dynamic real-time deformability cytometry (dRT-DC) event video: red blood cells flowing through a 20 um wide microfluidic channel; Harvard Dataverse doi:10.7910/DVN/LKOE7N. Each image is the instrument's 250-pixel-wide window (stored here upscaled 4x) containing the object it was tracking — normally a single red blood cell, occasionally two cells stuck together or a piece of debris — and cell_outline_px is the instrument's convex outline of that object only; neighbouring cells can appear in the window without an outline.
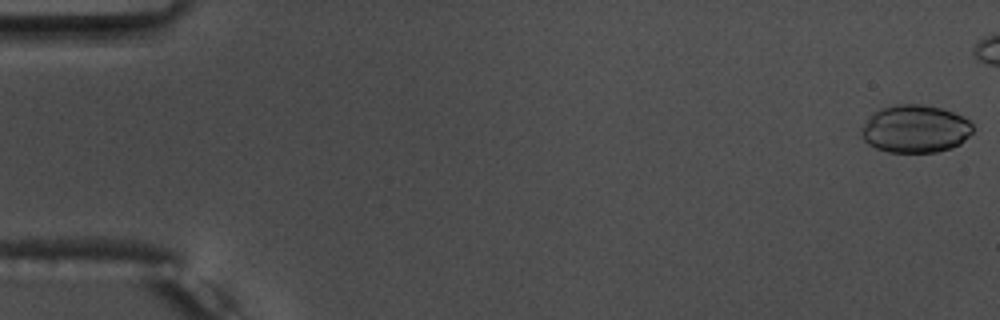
{"species": "common noctule bat (a hibernating species)", "species_latin": "Nyctalus noctula", "temperature_condition": "warm", "stored_images_in_passage": 46, "camera_frame_rate_fps": 3000, "um_per_image_px": 0.085, "animal": {"sex": "male", "body_mass_g": 17.5, "forearm_length_mm": 52.3}, "frame": {"image": 1, "passage_image": 1, "time_ms": 0.0, "image_size_px": [1000, 320], "cell_outline_px": [[972, 132], [960, 144], [952, 148], [936, 152], [888, 152], [876, 148], [868, 144], [864, 140], [860, 132], [860, 128], [872, 112], [880, 108], [896, 104], [920, 104], [940, 108], [952, 112], [968, 120], [972, 124]], "centroid_in_image_um": [77.75, 10.95], "position_along_channel_um": 7.3, "area_um2": 31.1}}